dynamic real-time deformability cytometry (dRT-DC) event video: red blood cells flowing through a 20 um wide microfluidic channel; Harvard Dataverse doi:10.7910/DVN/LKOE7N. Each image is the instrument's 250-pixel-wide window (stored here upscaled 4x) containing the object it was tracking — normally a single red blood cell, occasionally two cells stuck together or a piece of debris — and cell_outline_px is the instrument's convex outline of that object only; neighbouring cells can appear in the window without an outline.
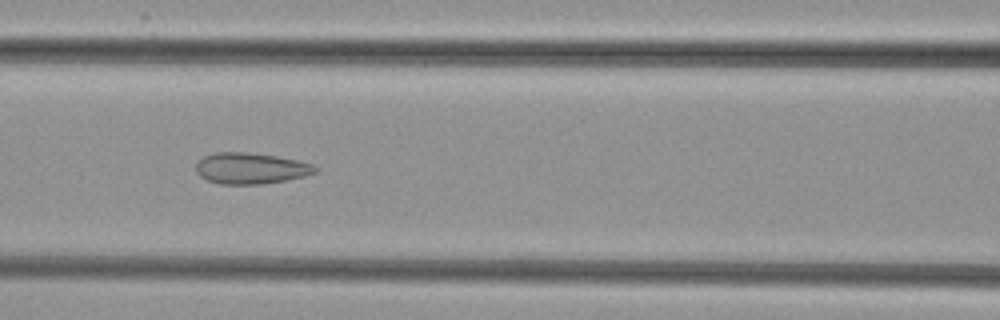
{"species": "common noctule bat (a hibernating species)", "species_latin": "Nyctalus noctula", "temperature_condition": "cold", "stored_images_in_passage": 34, "camera_frame_rate_fps": 3000, "um_per_image_px": 0.085, "animal": {"sex": "female", "body_mass_g": 29.2, "forearm_length_mm": 56.3}, "frame": {"image": 1, "passage_image": 24, "time_ms": 7.667, "image_size_px": [1000, 320], "cell_outline_px": [[320, 168], [316, 172], [304, 176], [284, 180], [260, 184], [220, 184], [208, 180], [200, 176], [196, 172], [196, 164], [204, 156], [216, 152], [248, 152], [276, 156], [296, 160], [312, 164]], "centroid_in_image_um": [21.31, 14.3], "position_along_channel_um": 145.3, "area_um2": 21.5}}
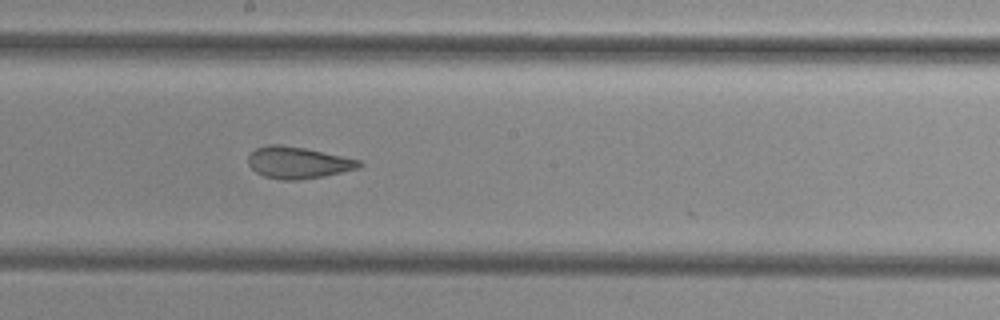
{"frame": {"image": 2, "passage_image": 30, "time_ms": 9.667, "image_size_px": [1000, 320], "cell_outline_px": [[364, 164], [360, 168], [324, 176], [300, 180], [280, 180], [264, 176], [256, 172], [248, 164], [248, 156], [256, 148], [268, 144], [280, 144], [304, 148], [360, 160]], "centroid_in_image_um": [25.33, 13.83], "position_along_channel_um": 222.9, "area_um2": 20.52}}
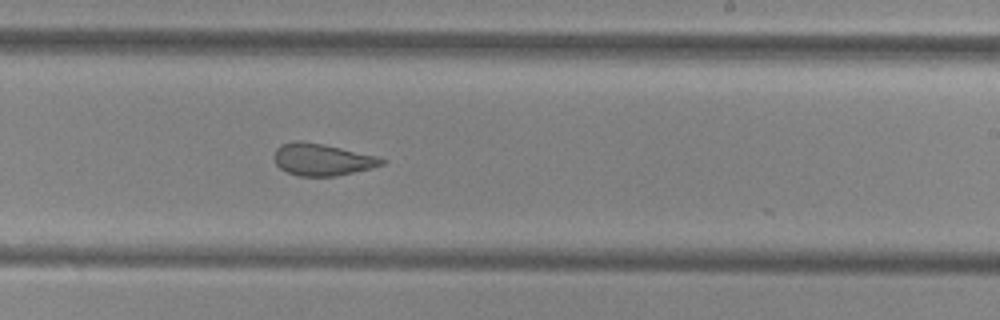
{"frame": {"image": 3, "passage_image": 33, "time_ms": 10.667, "image_size_px": [1000, 320], "cell_outline_px": [[388, 160], [384, 164], [372, 168], [336, 176], [300, 176], [288, 172], [280, 168], [276, 164], [272, 156], [276, 148], [280, 144], [296, 140], [300, 140], [340, 148], [376, 156]], "centroid_in_image_um": [27.35, 13.56], "position_along_channel_um": 261.6, "area_um2": 20.0}}